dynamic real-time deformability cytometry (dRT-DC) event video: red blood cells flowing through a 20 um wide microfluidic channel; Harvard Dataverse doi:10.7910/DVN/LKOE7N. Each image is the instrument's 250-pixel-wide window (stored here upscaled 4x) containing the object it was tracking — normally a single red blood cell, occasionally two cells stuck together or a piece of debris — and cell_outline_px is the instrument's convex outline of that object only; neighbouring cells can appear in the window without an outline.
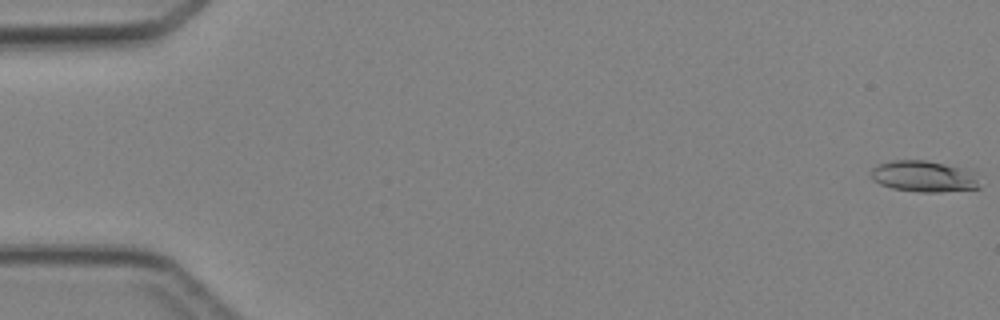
{"species": "Egyptian fruit bat (a non-hibernating species)", "species_latin": "Rousettus aegyptiacus", "temperature_condition": "cold", "stored_images_in_passage": 48, "segment_of_instrument_passage": [1, 2], "camera_frame_rate_fps": 3000, "um_per_image_px": 0.085, "animal": {"sex": "female"}, "frame": {"image": 1, "passage_image": 1, "time_ms": 0.0, "image_size_px": [1000, 320], "cell_outline_px": [[980, 188], [940, 192], [920, 192], [892, 188], [880, 184], [872, 180], [872, 168], [876, 164], [888, 160], [928, 160], [960, 168], [972, 172]], "centroid_in_image_um": [78.44, 14.98], "position_along_channel_um": 6.6, "area_um2": 19.59}}
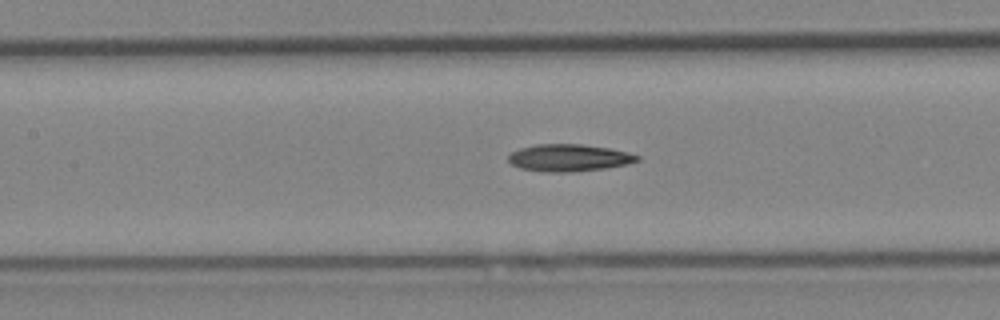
{"frame": {"image": 2, "passage_image": 22, "time_ms": 7.0, "image_size_px": [1000, 320], "cell_outline_px": [[640, 160], [628, 164], [604, 168], [572, 172], [544, 172], [520, 168], [512, 164], [508, 160], [508, 156], [512, 152], [520, 148], [536, 144], [580, 144], [608, 148], [628, 152], [640, 156]], "centroid_in_image_um": [48.36, 13.41], "position_along_channel_um": 159.0, "area_um2": 20.35}}
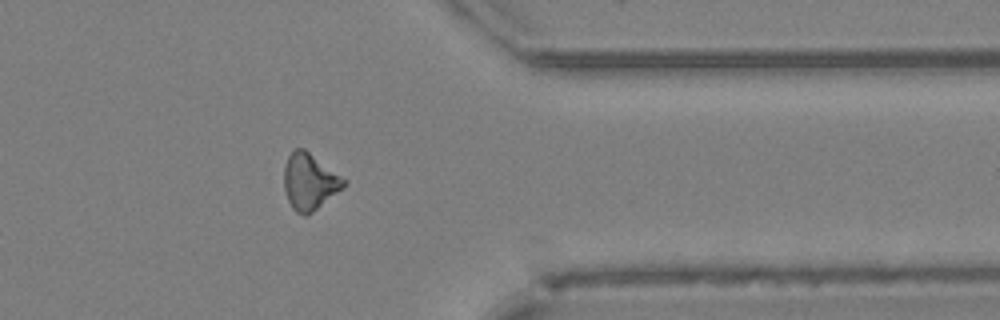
{"frame": {"image": 3, "passage_image": 38, "time_ms": 12.333, "image_size_px": [1000, 320], "cell_outline_px": [[348, 184], [344, 188], [308, 216], [304, 216], [296, 212], [292, 208], [284, 192], [284, 164], [288, 156], [296, 148], [304, 148], [348, 180]], "centroid_in_image_um": [26.34, 15.46], "position_along_channel_um": 385.1, "area_um2": 20.06}}